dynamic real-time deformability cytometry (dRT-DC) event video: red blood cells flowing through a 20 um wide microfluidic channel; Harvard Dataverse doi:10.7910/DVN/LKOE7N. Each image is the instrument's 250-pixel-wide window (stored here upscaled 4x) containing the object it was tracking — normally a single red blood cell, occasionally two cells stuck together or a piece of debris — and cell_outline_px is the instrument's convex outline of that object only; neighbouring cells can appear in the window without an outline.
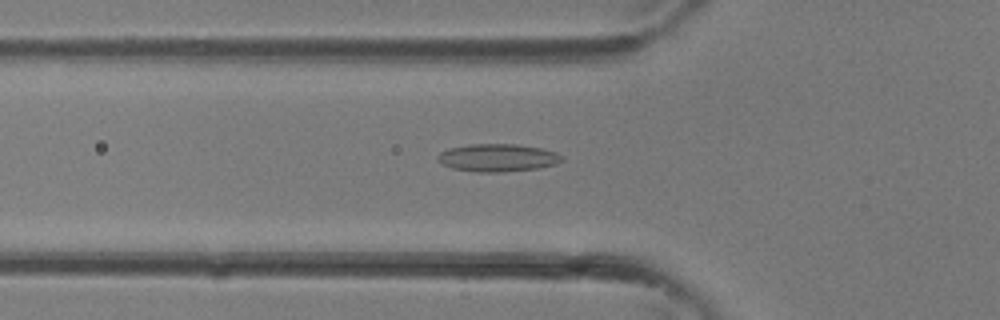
{"species": "common noctule bat (a hibernating species)", "species_latin": "Nyctalus noctula", "temperature_condition": "room temperature", "stored_images_in_passage": 36, "camera_frame_rate_fps": 3000, "um_per_image_px": 0.085, "animal": {"sex": "female"}, "frame": {"image": 1, "passage_image": 13, "time_ms": 4.0, "image_size_px": [1000, 320], "cell_outline_px": [[564, 160], [556, 164], [540, 168], [504, 172], [476, 172], [452, 168], [436, 160], [436, 156], [440, 152], [448, 148], [468, 144], [516, 144], [540, 148], [556, 152], [564, 156]], "centroid_in_image_um": [42.31, 13.41], "position_along_channel_um": 83.5, "area_um2": 20.29}}
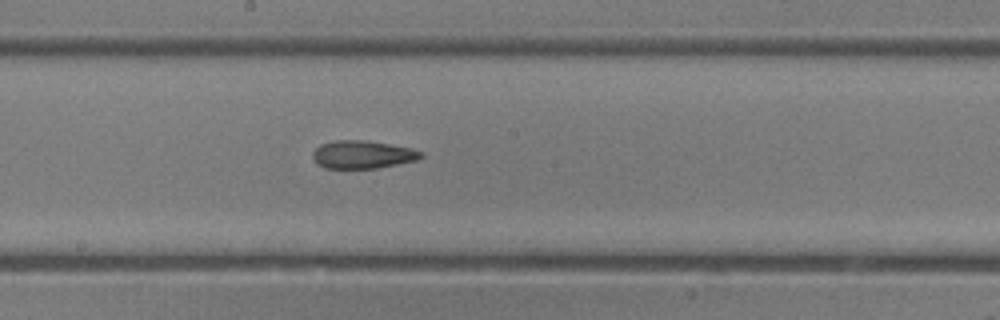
{"frame": {"image": 2, "passage_image": 20, "time_ms": 6.333, "image_size_px": [1000, 320], "cell_outline_px": [[424, 156], [416, 160], [376, 168], [324, 168], [316, 164], [312, 156], [312, 152], [320, 144], [336, 140], [368, 140], [412, 148], [424, 152]], "centroid_in_image_um": [30.81, 13.13], "position_along_channel_um": 217.4, "area_um2": 17.74}}
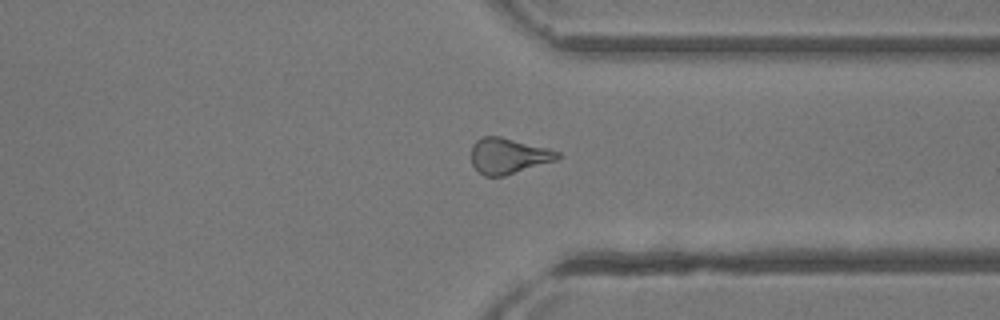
{"frame": {"image": 3, "passage_image": 28, "time_ms": 9.0, "image_size_px": [1000, 320], "cell_outline_px": [[560, 156], [556, 160], [504, 176], [484, 176], [472, 164], [472, 144], [476, 140], [484, 136], [500, 136], [548, 148], [560, 152]], "centroid_in_image_um": [43.2, 13.24], "position_along_channel_um": 368.2, "area_um2": 17.8}}